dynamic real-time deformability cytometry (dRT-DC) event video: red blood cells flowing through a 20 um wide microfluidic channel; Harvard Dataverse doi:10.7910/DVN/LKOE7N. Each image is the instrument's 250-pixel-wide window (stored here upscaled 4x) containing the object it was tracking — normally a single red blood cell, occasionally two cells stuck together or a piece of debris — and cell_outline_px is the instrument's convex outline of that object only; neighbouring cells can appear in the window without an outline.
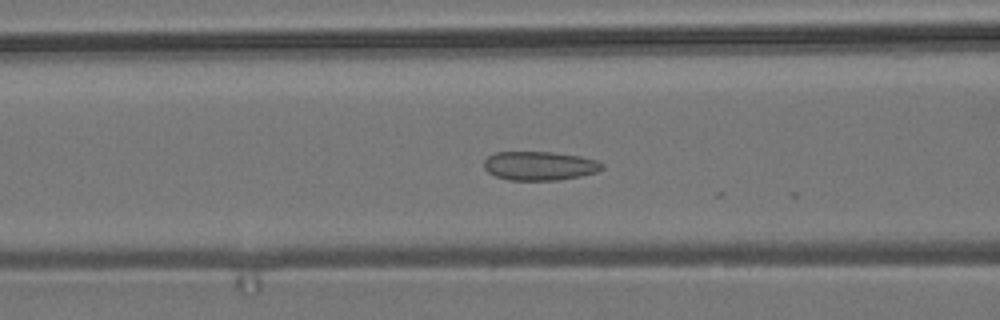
{"species": "common noctule bat (a hibernating species)", "species_latin": "Nyctalus noctula", "temperature_condition": "room temperature", "stored_images_in_passage": 25, "camera_frame_rate_fps": 3000, "um_per_image_px": 0.085, "animal": {"sex": "male", "body_mass_g": 19.2, "forearm_length_mm": 51.8}, "frame": {"image": 1, "passage_image": 21, "time_ms": 6.667, "image_size_px": [1000, 320], "cell_outline_px": [[604, 168], [596, 172], [580, 176], [556, 180], [508, 180], [496, 176], [488, 172], [484, 168], [484, 160], [488, 156], [496, 152], [552, 152], [580, 156], [596, 160], [604, 164]], "centroid_in_image_um": [45.86, 14.09], "position_along_channel_um": 120.7, "area_um2": 19.88}}
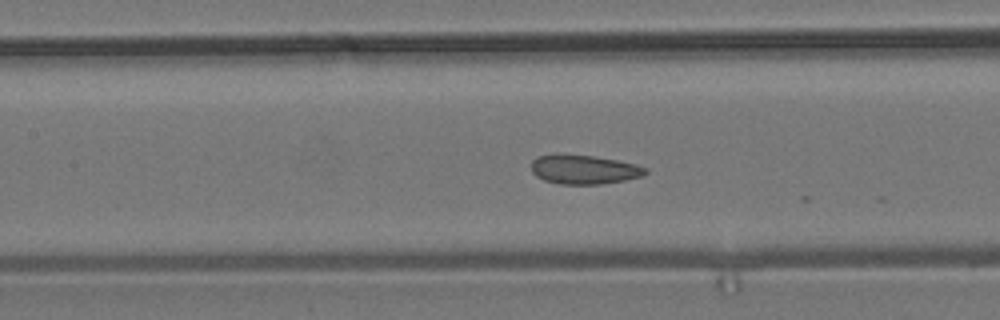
{"frame": {"image": 2, "passage_image": 24, "time_ms": 7.667, "image_size_px": [1000, 320], "cell_outline_px": [[648, 172], [644, 176], [624, 180], [600, 184], [560, 184], [544, 180], [536, 176], [532, 172], [532, 160], [536, 156], [556, 152], [560, 152], [592, 156], [616, 160], [636, 164], [648, 168]], "centroid_in_image_um": [49.61, 14.38], "position_along_channel_um": 157.8, "area_um2": 19.83}}